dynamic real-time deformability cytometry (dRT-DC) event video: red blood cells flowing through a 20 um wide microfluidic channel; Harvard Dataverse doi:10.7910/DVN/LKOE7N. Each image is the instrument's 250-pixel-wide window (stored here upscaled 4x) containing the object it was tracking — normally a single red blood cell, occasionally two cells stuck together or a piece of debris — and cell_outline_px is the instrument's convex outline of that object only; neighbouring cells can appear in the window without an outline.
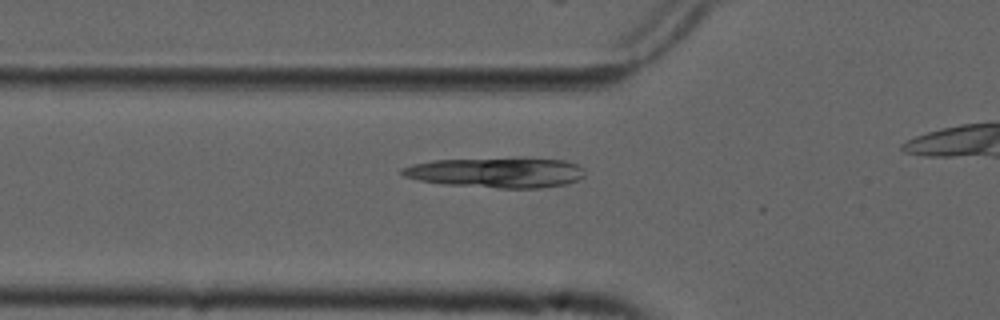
{"species": "common noctule bat (a hibernating species)", "species_latin": "Nyctalus noctula", "temperature_condition": "cold", "stored_images_in_passage": 16, "camera_frame_rate_fps": 3000, "um_per_image_px": 0.085, "animal": {"sex": "male", "forearm_length_mm": 52.5}, "frame": {"image": 1, "passage_image": 13, "time_ms": 4.0, "image_size_px": [1000, 320], "cell_outline_px": [[584, 176], [576, 180], [564, 184], [540, 188], [500, 188], [444, 184], [420, 180], [404, 176], [400, 172], [400, 168], [412, 164], [432, 160], [520, 156], [524, 156], [564, 160], [576, 164], [584, 168]], "centroid_in_image_um": [42.21, 14.62], "position_along_channel_um": 83.6, "area_um2": 33.0}}